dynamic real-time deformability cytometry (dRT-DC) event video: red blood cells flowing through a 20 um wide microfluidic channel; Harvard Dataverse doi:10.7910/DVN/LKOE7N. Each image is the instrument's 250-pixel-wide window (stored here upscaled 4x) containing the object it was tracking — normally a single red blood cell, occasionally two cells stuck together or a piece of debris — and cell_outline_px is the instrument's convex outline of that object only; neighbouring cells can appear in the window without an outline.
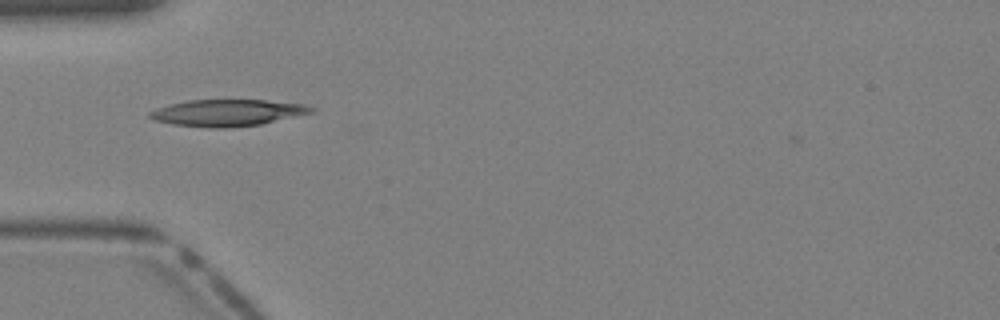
{"species": "Egyptian fruit bat (a non-hibernating species)", "species_latin": "Rousettus aegyptiacus", "temperature_condition": "warm", "stored_images_in_passage": 30, "camera_frame_rate_fps": 3000, "um_per_image_px": 0.085, "animal": {"sex": "female"}, "frame": {"image": 1, "passage_image": 3, "time_ms": 0.667, "image_size_px": [1000, 320], "cell_outline_px": [[316, 112], [260, 124], [228, 128], [212, 128], [172, 124], [156, 120], [148, 116], [148, 112], [156, 108], [188, 100], [264, 100], [304, 104], [316, 108]], "centroid_in_image_um": [19.37, 9.58], "position_along_channel_um": 65.6, "area_um2": 25.03}}
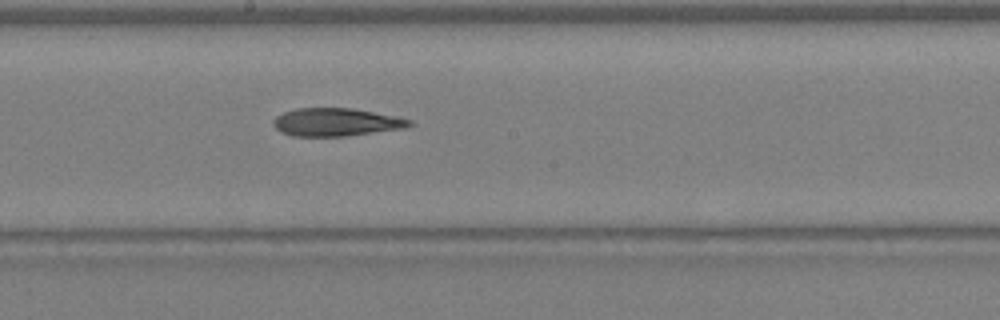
{"frame": {"image": 2, "passage_image": 12, "time_ms": 3.667, "image_size_px": [1000, 320], "cell_outline_px": [[412, 124], [404, 128], [348, 136], [292, 136], [280, 132], [272, 124], [272, 120], [276, 116], [284, 112], [296, 108], [352, 108], [396, 116], [412, 120]], "centroid_in_image_um": [28.54, 10.38], "position_along_channel_um": 219.7, "area_um2": 22.25}}
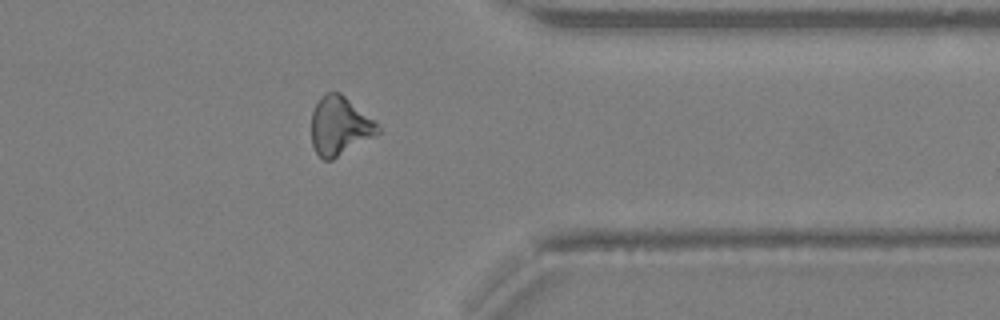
{"frame": {"image": 3, "passage_image": 22, "time_ms": 7.0, "image_size_px": [1000, 320], "cell_outline_px": [[380, 132], [376, 136], [332, 160], [324, 160], [316, 152], [312, 144], [312, 112], [320, 96], [324, 92], [340, 92], [372, 120], [380, 128]], "centroid_in_image_um": [28.85, 10.72], "position_along_channel_um": 382.5, "area_um2": 22.43}}